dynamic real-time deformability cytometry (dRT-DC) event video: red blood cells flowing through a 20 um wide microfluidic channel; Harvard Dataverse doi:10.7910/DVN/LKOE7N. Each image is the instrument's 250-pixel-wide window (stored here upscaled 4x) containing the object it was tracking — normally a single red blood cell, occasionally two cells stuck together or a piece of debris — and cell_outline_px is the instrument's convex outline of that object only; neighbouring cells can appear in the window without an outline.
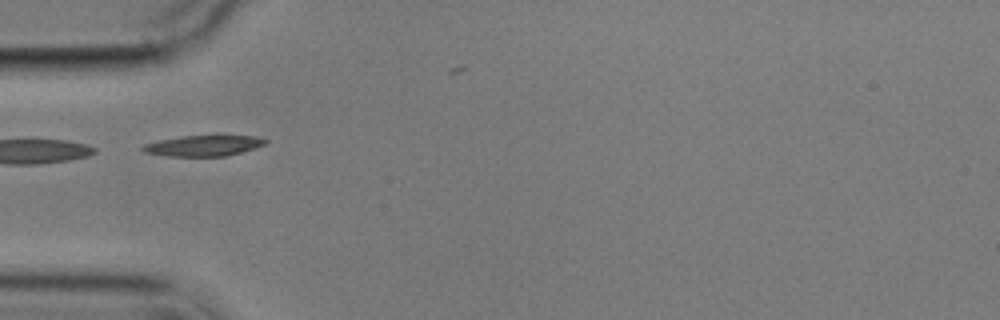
{"species": "common noctule bat (a hibernating species)", "species_latin": "Nyctalus noctula", "temperature_condition": "cold", "stored_images_in_passage": 5, "segment_of_instrument_passage": [2, 2], "camera_frame_rate_fps": 3000, "um_per_image_px": 0.085, "animal": {"sex": "male", "body_mass_g": 17.9}, "frame": {"image": 1, "passage_image": 3, "time_ms": 2.667, "image_size_px": [1000, 320], "cell_outline_px": [[268, 140], [264, 144], [256, 148], [224, 156], [168, 156], [144, 152], [140, 148], [144, 144], [156, 140], [184, 136], [256, 136]], "centroid_in_image_um": [17.25, 12.38], "position_along_channel_um": 67.7, "area_um2": 14.68}}